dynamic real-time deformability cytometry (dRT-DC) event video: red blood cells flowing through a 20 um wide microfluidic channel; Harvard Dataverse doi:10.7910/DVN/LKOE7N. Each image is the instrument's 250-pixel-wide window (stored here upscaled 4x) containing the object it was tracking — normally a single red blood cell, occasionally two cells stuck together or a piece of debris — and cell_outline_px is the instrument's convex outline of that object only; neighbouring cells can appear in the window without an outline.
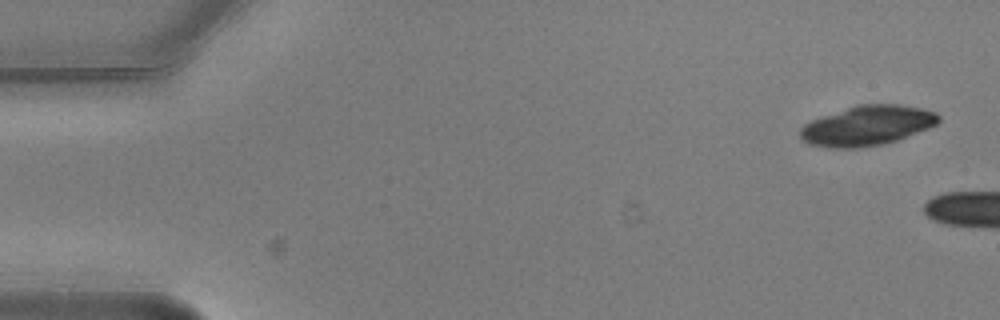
{"species": "common noctule bat (a hibernating species)", "species_latin": "Nyctalus noctula", "temperature_condition": "warm", "stored_images_in_passage": 5, "camera_frame_rate_fps": 3000, "um_per_image_px": 0.085, "animal": {"sex": "male", "body_mass_g": 20.5, "forearm_length_mm": 52.5}, "frame": {"image": 1, "passage_image": 1, "time_ms": 0.0, "image_size_px": [1000, 320], "cell_outline_px": [[940, 120], [936, 124], [928, 128], [896, 140], [880, 144], [856, 148], [828, 148], [808, 144], [800, 136], [800, 128], [804, 124], [812, 120], [856, 104], [900, 104], [924, 108], [936, 112], [940, 116]], "centroid_in_image_um": [73.71, 10.66], "position_along_channel_um": 11.3, "area_um2": 32.08}}